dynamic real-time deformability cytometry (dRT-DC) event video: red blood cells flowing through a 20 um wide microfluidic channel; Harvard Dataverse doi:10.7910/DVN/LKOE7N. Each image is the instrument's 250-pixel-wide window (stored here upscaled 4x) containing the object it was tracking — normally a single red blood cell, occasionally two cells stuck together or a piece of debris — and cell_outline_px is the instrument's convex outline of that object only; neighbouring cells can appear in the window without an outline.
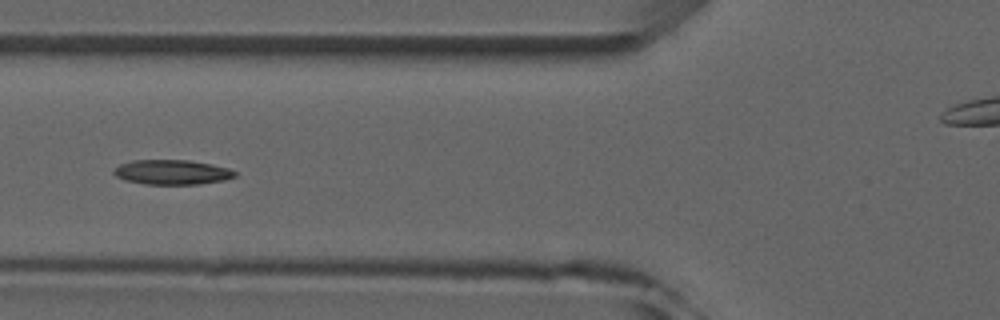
{"species": "common noctule bat (a hibernating species)", "species_latin": "Nyctalus noctula", "temperature_condition": "room temperature", "stored_images_in_passage": 3, "camera_frame_rate_fps": 3000, "um_per_image_px": 0.085, "animal": {"sex": "male", "forearm_length_mm": 52.5}, "frame": {"image": 1, "passage_image": 3, "time_ms": 2.333, "image_size_px": [1000, 320], "cell_outline_px": [[236, 176], [224, 180], [200, 184], [144, 184], [124, 180], [116, 176], [112, 172], [120, 164], [132, 160], [188, 160], [212, 164], [228, 168], [236, 172]], "centroid_in_image_um": [14.61, 14.63], "position_along_channel_um": 111.2, "area_um2": 17.46}}